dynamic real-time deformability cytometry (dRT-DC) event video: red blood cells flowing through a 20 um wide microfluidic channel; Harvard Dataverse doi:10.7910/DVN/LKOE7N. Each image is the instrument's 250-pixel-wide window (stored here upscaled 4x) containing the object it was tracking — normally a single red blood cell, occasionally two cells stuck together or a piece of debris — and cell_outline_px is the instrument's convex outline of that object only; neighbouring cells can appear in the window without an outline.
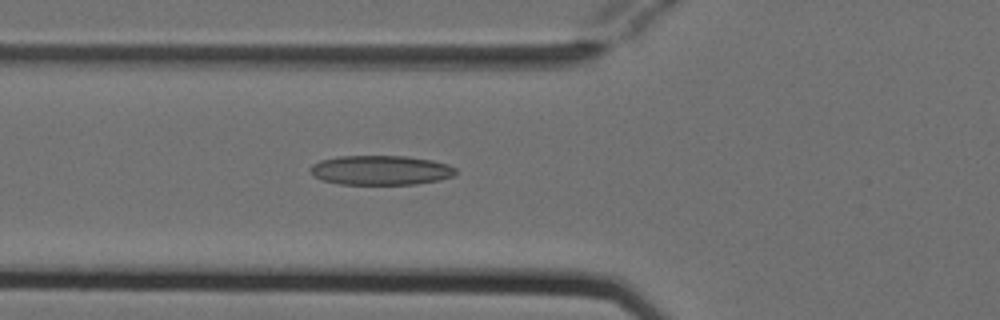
{"species": "Egyptian fruit bat (a non-hibernating species)", "species_latin": "Rousettus aegyptiacus", "temperature_condition": "cold", "stored_images_in_passage": 5, "camera_frame_rate_fps": 3000, "um_per_image_px": 0.085, "animal": {"sex": "female"}, "frame": {"image": 1, "passage_image": 5, "time_ms": 1.333, "image_size_px": [1000, 320], "cell_outline_px": [[456, 176], [440, 180], [416, 184], [340, 184], [320, 180], [312, 176], [308, 168], [312, 164], [320, 160], [340, 156], [408, 156], [432, 160], [448, 164], [456, 168]], "centroid_in_image_um": [32.35, 14.47], "position_along_channel_um": 93.4, "area_um2": 25.37}}